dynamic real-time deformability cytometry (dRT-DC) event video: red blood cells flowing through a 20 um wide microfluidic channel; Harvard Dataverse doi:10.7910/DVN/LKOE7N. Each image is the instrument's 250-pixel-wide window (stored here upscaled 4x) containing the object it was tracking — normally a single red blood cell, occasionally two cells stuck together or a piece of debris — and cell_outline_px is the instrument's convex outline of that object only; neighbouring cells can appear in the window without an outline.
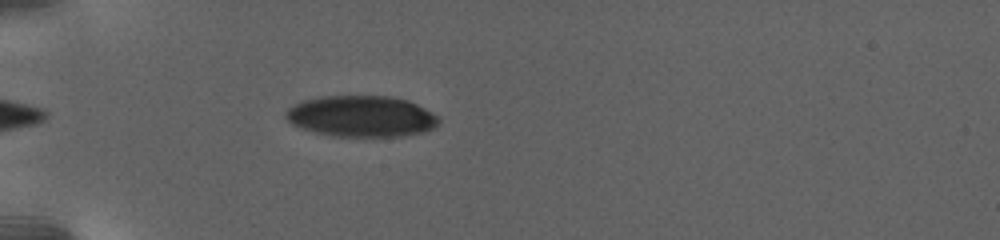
{"species": "human", "species_latin": "Homo sapiens", "temperature_condition": "warm", "stored_images_in_passage": 56, "camera_frame_rate_fps": 3000, "um_per_image_px": 0.085, "donor": {"sex": "female"}, "frame": {"image": 1, "passage_image": 3, "time_ms": 1.0, "image_size_px": [1000, 240], "cell_outline_px": [[440, 120], [432, 128], [420, 132], [400, 136], [332, 136], [316, 132], [292, 124], [284, 116], [288, 108], [304, 100], [324, 96], [388, 96], [408, 100], [432, 112]], "centroid_in_image_um": [30.7, 9.88], "position_along_channel_um": 54.3, "area_um2": 36.18}}
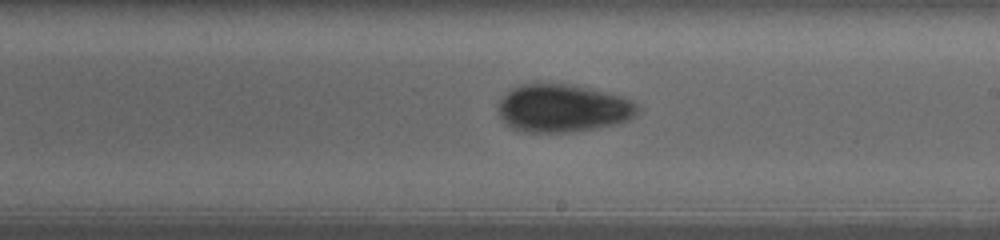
{"frame": {"image": 2, "passage_image": 27, "time_ms": 8.667, "image_size_px": [1000, 240], "cell_outline_px": [[640, 108], [636, 116], [628, 120], [596, 128], [572, 132], [524, 132], [512, 128], [500, 116], [500, 100], [512, 88], [524, 84], [564, 84], [588, 88], [620, 96], [632, 100], [640, 104]], "centroid_in_image_um": [47.89, 9.21], "position_along_channel_um": 241.1, "area_um2": 38.44}}
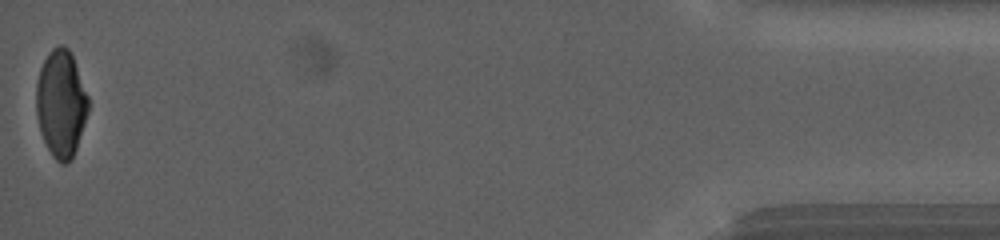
{"frame": {"image": 3, "passage_image": 56, "time_ms": 18.667, "image_size_px": [1000, 240], "cell_outline_px": [[88, 112], [72, 160], [68, 164], [60, 164], [52, 156], [40, 132], [36, 116], [36, 84], [40, 68], [48, 52], [52, 48], [60, 44], [64, 44], [68, 48], [72, 56], [88, 96]], "centroid_in_image_um": [5.17, 8.82], "position_along_channel_um": 430.0, "area_um2": 32.54}, "authors_computed_cell_mechanics": {"area_um2": 37.5989, "velocity_mm_per_s": 2.696, "shape_relaxation_time_tau1_ms": 6.9004, "shape_relaxation_time_tau2_ms": 1.8656, "deformation_change_tau1": 0.1695, "deformation_change_tau2": 0.0488}}